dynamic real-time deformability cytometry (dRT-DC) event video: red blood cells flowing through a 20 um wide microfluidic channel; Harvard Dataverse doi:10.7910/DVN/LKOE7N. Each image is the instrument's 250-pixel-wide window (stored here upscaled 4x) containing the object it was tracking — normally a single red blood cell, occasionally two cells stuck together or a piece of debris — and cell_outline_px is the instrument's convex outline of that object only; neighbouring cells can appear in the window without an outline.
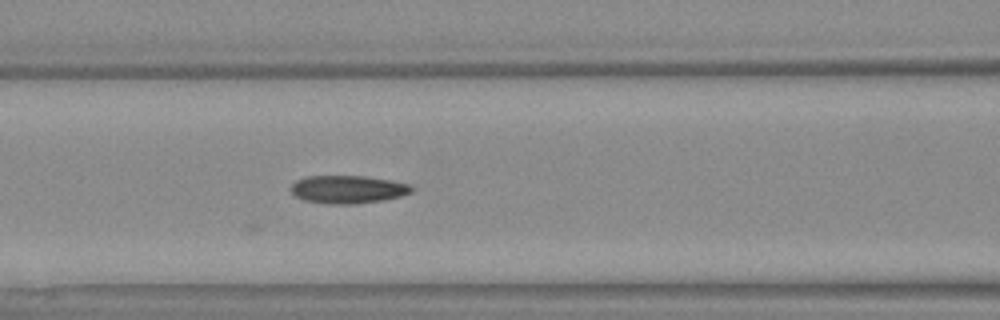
{"species": "Egyptian fruit bat (a non-hibernating species)", "species_latin": "Rousettus aegyptiacus", "temperature_condition": "warm", "stored_images_in_passage": 24, "camera_frame_rate_fps": 3000, "um_per_image_px": 0.085, "animal": {"sex": "female"}, "frame": {"image": 1, "passage_image": 6, "time_ms": 1.667, "image_size_px": [1000, 320], "cell_outline_px": [[412, 192], [400, 196], [384, 200], [356, 204], [328, 204], [304, 200], [296, 196], [288, 188], [296, 180], [308, 176], [364, 176], [392, 180], [408, 184], [412, 188]], "centroid_in_image_um": [29.55, 16.1], "position_along_channel_um": 137.1, "area_um2": 19.71}}